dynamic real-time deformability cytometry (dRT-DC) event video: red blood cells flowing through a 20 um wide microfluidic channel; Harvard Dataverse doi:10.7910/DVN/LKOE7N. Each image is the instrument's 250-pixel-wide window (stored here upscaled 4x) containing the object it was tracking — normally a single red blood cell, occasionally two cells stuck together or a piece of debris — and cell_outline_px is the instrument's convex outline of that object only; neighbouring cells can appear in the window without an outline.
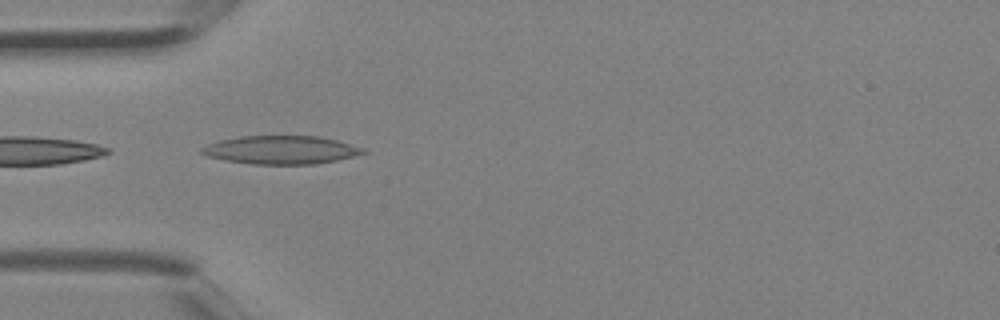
{"species": "Egyptian fruit bat (a non-hibernating species)", "species_latin": "Rousettus aegyptiacus", "temperature_condition": "room temperature", "stored_images_in_passage": 3, "camera_frame_rate_fps": 3000, "um_per_image_px": 0.085, "animal": {"sex": "female"}, "frame": {"image": 1, "passage_image": 3, "time_ms": 0.667, "image_size_px": [1000, 320], "cell_outline_px": [[368, 152], [336, 160], [316, 164], [252, 164], [228, 160], [208, 156], [200, 152], [200, 148], [208, 144], [220, 140], [240, 136], [320, 136], [336, 140], [364, 148]], "centroid_in_image_um": [23.89, 12.73], "position_along_channel_um": 61.1, "area_um2": 26.41}}